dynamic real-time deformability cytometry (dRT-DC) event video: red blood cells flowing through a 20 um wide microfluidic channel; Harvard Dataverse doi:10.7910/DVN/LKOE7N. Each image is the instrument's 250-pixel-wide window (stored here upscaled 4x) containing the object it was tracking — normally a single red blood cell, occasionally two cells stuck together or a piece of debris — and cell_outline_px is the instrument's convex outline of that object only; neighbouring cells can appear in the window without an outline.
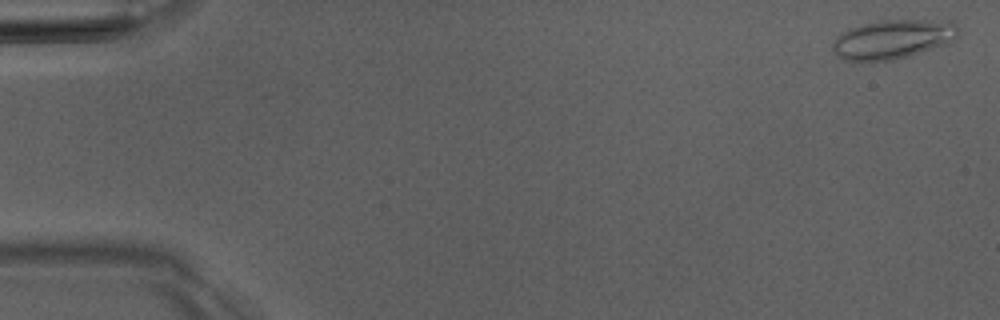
{"species": "Egyptian fruit bat (a non-hibernating species)", "species_latin": "Rousettus aegyptiacus", "temperature_condition": "room temperature", "stored_images_in_passage": 6, "camera_frame_rate_fps": 3000, "um_per_image_px": 0.085, "animal": {"sex": "male"}, "frame": {"image": 1, "passage_image": 1, "time_ms": 0.0, "image_size_px": [1000, 320], "cell_outline_px": [[956, 40], [948, 44], [908, 56], [892, 60], [860, 64], [844, 60], [836, 56], [832, 48], [832, 44], [836, 36], [852, 28], [864, 24], [884, 20], [924, 20], [956, 24]], "centroid_in_image_um": [75.8, 3.4], "position_along_channel_um": 9.2, "area_um2": 28.78}}